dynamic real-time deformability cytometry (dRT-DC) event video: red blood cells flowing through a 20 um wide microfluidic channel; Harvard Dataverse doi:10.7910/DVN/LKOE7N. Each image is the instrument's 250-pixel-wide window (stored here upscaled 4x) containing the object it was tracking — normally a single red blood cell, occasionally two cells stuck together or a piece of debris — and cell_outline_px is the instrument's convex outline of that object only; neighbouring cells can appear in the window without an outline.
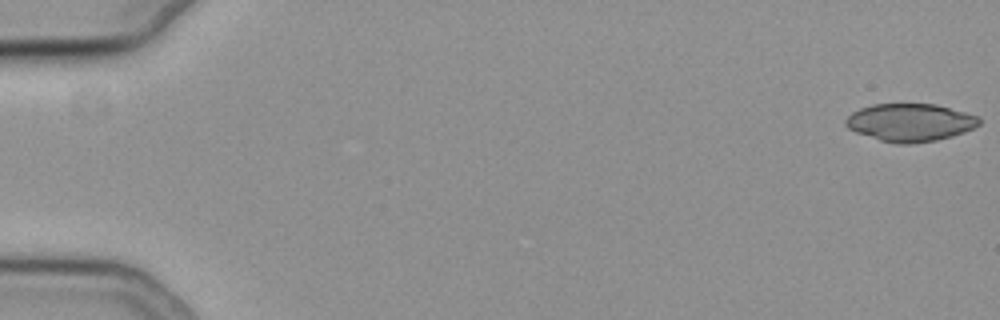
{"species": "common noctule bat (a hibernating species)", "species_latin": "Nyctalus noctula", "temperature_condition": "cold", "stored_images_in_passage": 56, "camera_frame_rate_fps": 3000, "um_per_image_px": 0.085, "animal": {"sex": "female", "body_mass_g": 19.3, "forearm_length_mm": 54.1}, "frame": {"image": 1, "passage_image": 1, "time_ms": 0.0, "image_size_px": [1000, 320], "cell_outline_px": [[980, 124], [964, 132], [952, 136], [936, 140], [912, 144], [896, 144], [880, 140], [856, 132], [848, 128], [844, 124], [844, 120], [852, 112], [860, 108], [872, 104], [936, 104], [980, 116]], "centroid_in_image_um": [77.36, 10.41], "position_along_channel_um": 7.6, "area_um2": 29.48}}